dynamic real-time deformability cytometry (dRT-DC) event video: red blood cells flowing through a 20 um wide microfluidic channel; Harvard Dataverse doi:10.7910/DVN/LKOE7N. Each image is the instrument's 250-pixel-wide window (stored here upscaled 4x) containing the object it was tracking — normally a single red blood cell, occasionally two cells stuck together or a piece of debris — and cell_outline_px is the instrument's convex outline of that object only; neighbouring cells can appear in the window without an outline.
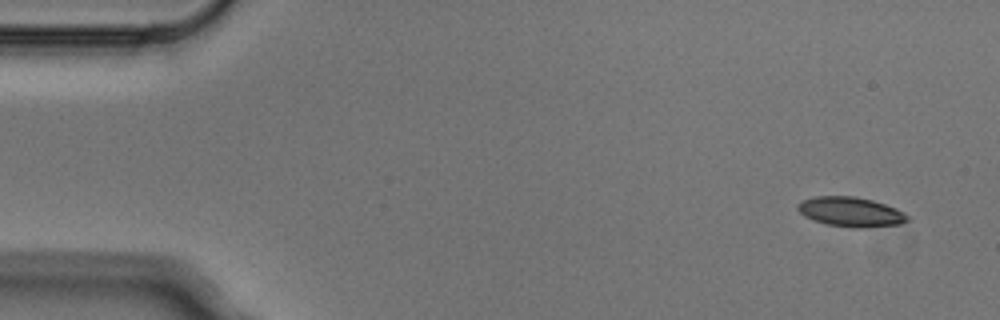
{"species": "Egyptian fruit bat (a non-hibernating species)", "species_latin": "Rousettus aegyptiacus", "temperature_condition": "cold", "stored_images_in_passage": 4, "camera_frame_rate_fps": 3000, "um_per_image_px": 0.085, "animal": {"sex": "male"}, "frame": {"image": 1, "passage_image": 1, "time_ms": 0.0, "image_size_px": [1000, 320], "cell_outline_px": [[908, 220], [900, 224], [864, 228], [852, 228], [828, 224], [812, 220], [804, 216], [796, 208], [796, 204], [800, 200], [816, 196], [856, 196], [872, 200], [896, 208], [904, 212], [908, 216]], "centroid_in_image_um": [72.28, 18.0], "position_along_channel_um": 12.7, "area_um2": 19.13}}
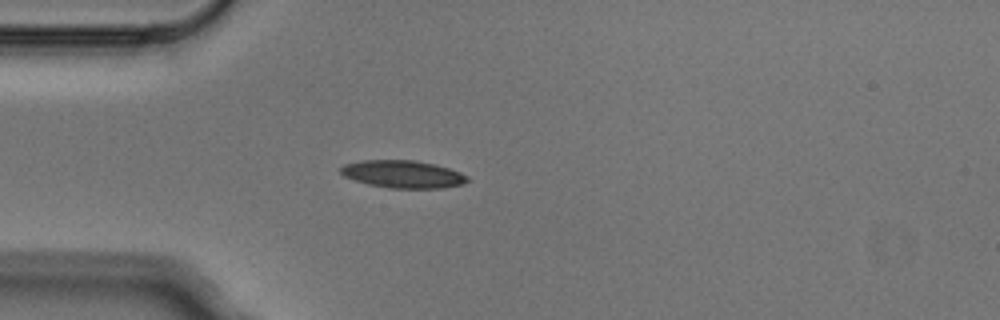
{"frame": {"image": 2, "passage_image": 4, "time_ms": 1.0, "image_size_px": [1000, 320], "cell_outline_px": [[468, 180], [464, 184], [440, 188], [388, 188], [368, 184], [344, 176], [340, 172], [340, 168], [344, 164], [364, 160], [416, 160], [436, 164], [460, 172], [468, 176]], "centroid_in_image_um": [34.26, 14.8], "position_along_channel_um": 50.7, "area_um2": 20.35}}